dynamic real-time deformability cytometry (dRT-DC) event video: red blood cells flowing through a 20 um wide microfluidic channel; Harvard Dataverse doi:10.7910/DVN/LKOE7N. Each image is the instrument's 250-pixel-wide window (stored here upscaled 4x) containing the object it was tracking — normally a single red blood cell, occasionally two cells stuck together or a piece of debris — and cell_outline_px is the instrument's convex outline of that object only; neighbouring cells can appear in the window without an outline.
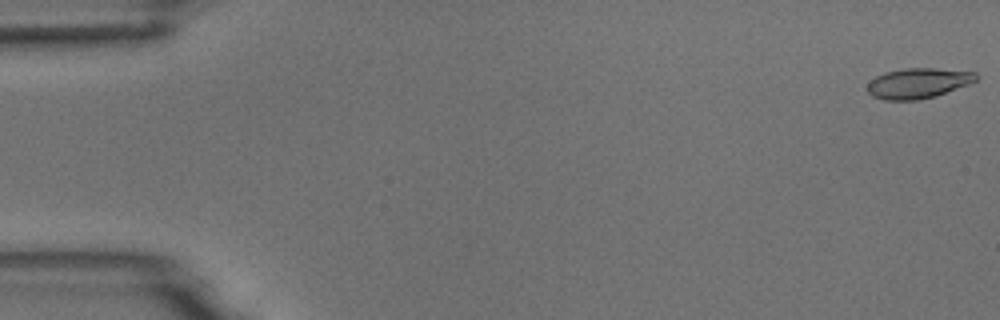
{"species": "common noctule bat (a hibernating species)", "species_latin": "Nyctalus noctula", "temperature_condition": "room temperature", "stored_images_in_passage": 48, "camera_frame_rate_fps": 3000, "um_per_image_px": 0.085, "animal": {"sex": "male", "body_mass_g": 18.8}, "frame": {"image": 1, "passage_image": 1, "time_ms": 0.0, "image_size_px": [1000, 320], "cell_outline_px": [[976, 80], [968, 84], [936, 96], [920, 100], [884, 100], [872, 96], [868, 92], [868, 84], [876, 76], [884, 72], [904, 68], [936, 68], [976, 72]], "centroid_in_image_um": [78.02, 7.07], "position_along_channel_um": 7.0, "area_um2": 19.13}}
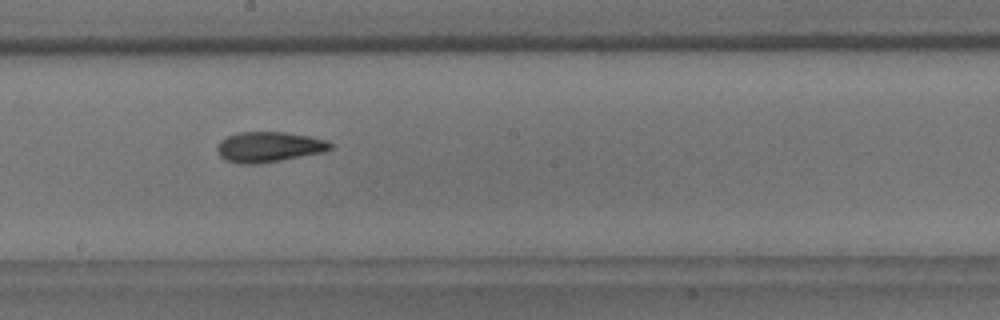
{"frame": {"image": 2, "passage_image": 30, "time_ms": 9.667, "image_size_px": [1000, 320], "cell_outline_px": [[332, 148], [324, 152], [280, 160], [256, 164], [240, 164], [224, 160], [220, 156], [216, 148], [220, 140], [236, 132], [284, 132], [308, 136], [328, 140], [332, 144]], "centroid_in_image_um": [22.84, 12.49], "position_along_channel_um": 225.4, "area_um2": 20.06}}
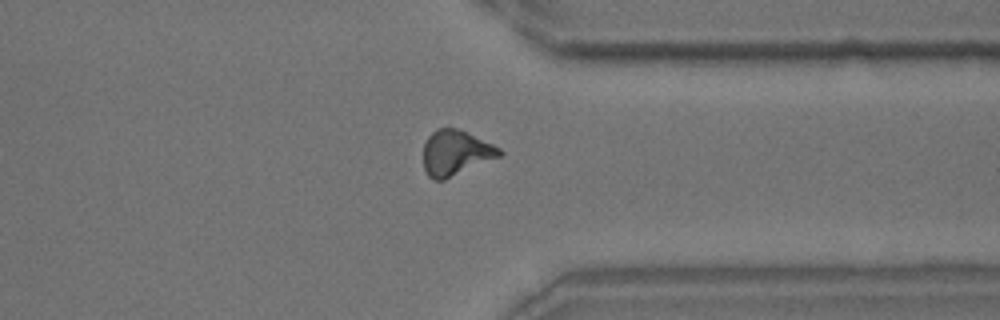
{"frame": {"image": 3, "passage_image": 42, "time_ms": 13.667, "image_size_px": [1000, 320], "cell_outline_px": [[504, 152], [500, 156], [444, 180], [432, 180], [428, 176], [424, 168], [424, 144], [428, 136], [436, 128], [456, 128], [492, 144], [500, 148]], "centroid_in_image_um": [38.7, 13.0], "position_along_channel_um": 372.7, "area_um2": 19.83}}